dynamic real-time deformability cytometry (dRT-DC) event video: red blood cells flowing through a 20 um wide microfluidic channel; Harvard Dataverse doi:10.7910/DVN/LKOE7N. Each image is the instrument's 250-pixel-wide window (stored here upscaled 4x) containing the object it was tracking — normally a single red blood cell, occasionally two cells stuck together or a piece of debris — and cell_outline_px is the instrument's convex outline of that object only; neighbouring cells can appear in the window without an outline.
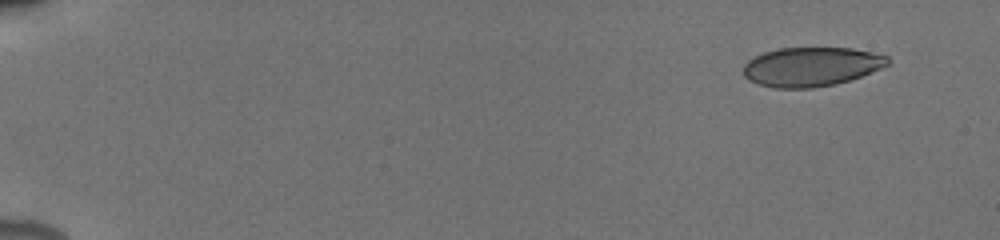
{"species": "human", "species_latin": "Homo sapiens", "temperature_condition": "cold", "stored_images_in_passage": 19, "camera_frame_rate_fps": 3000, "um_per_image_px": 0.085, "donor": {"sex": "male"}, "frame": {"image": 1, "passage_image": 1, "time_ms": 0.0, "image_size_px": [1000, 240], "cell_outline_px": [[888, 64], [880, 68], [860, 76], [836, 84], [812, 88], [776, 88], [756, 84], [748, 80], [744, 76], [744, 64], [748, 60], [764, 52], [780, 48], [852, 48], [872, 52], [888, 56]], "centroid_in_image_um": [68.92, 5.67], "position_along_channel_um": 16.1, "area_um2": 32.83}}
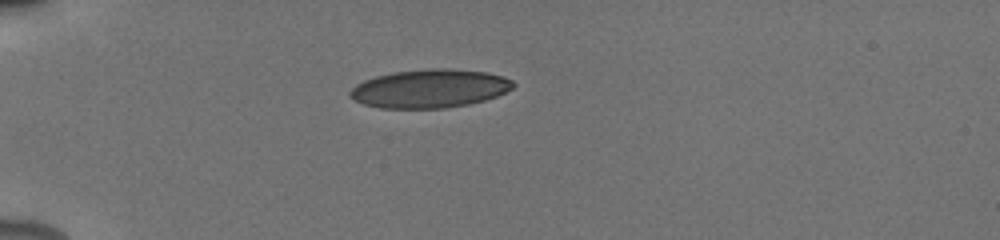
{"frame": {"image": 2, "passage_image": 11, "time_ms": 4.0, "image_size_px": [1000, 240], "cell_outline_px": [[516, 84], [512, 88], [496, 96], [484, 100], [468, 104], [444, 108], [380, 108], [364, 104], [356, 100], [348, 92], [356, 84], [364, 80], [376, 76], [392, 72], [428, 68], [448, 68], [488, 72], [504, 76], [512, 80]], "centroid_in_image_um": [36.54, 7.51], "position_along_channel_um": 48.5, "area_um2": 36.59}}
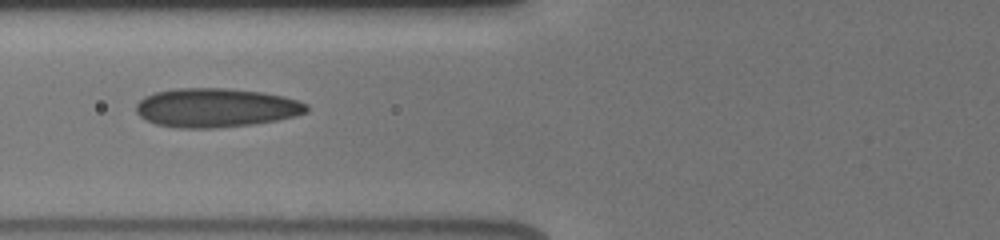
{"frame": {"image": 3, "passage_image": 17, "time_ms": 6.333, "image_size_px": [1000, 240], "cell_outline_px": [[308, 112], [296, 116], [276, 120], [252, 124], [216, 128], [176, 128], [156, 124], [144, 120], [136, 112], [136, 104], [144, 96], [156, 92], [176, 88], [228, 88], [264, 92], [284, 96], [308, 104]], "centroid_in_image_um": [18.35, 9.15], "position_along_channel_um": 107.5, "area_um2": 39.02}}